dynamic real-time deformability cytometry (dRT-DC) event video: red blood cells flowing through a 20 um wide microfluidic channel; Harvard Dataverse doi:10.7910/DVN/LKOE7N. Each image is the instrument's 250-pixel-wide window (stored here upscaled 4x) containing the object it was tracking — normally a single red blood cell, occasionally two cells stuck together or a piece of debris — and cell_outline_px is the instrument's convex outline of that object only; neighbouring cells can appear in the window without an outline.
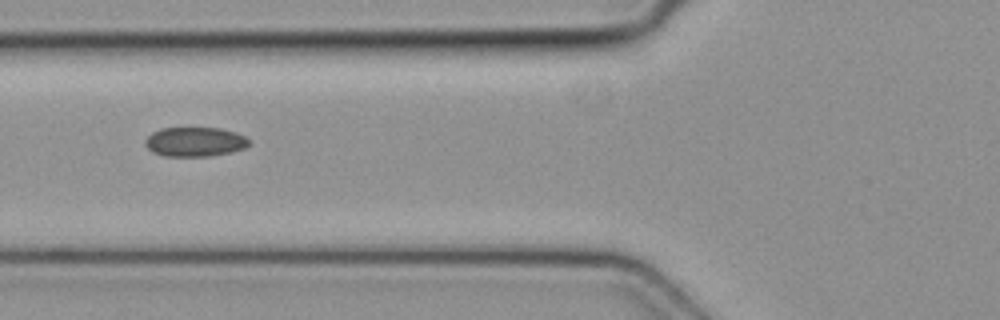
{"species": "common noctule bat (a hibernating species)", "species_latin": "Nyctalus noctula", "temperature_condition": "cold", "stored_images_in_passage": 2, "camera_frame_rate_fps": 3000, "um_per_image_px": 0.085, "animal": {"sex": "female", "body_mass_g": 19.3, "forearm_length_mm": 54.1}, "frame": {"image": 1, "passage_image": 2, "time_ms": 0.333, "image_size_px": [1000, 320], "cell_outline_px": [[248, 144], [244, 148], [232, 152], [208, 156], [164, 156], [152, 152], [144, 144], [144, 140], [152, 132], [160, 128], [220, 128], [236, 132], [244, 136], [248, 140]], "centroid_in_image_um": [16.53, 12.05], "position_along_channel_um": 109.3, "area_um2": 17.8}}